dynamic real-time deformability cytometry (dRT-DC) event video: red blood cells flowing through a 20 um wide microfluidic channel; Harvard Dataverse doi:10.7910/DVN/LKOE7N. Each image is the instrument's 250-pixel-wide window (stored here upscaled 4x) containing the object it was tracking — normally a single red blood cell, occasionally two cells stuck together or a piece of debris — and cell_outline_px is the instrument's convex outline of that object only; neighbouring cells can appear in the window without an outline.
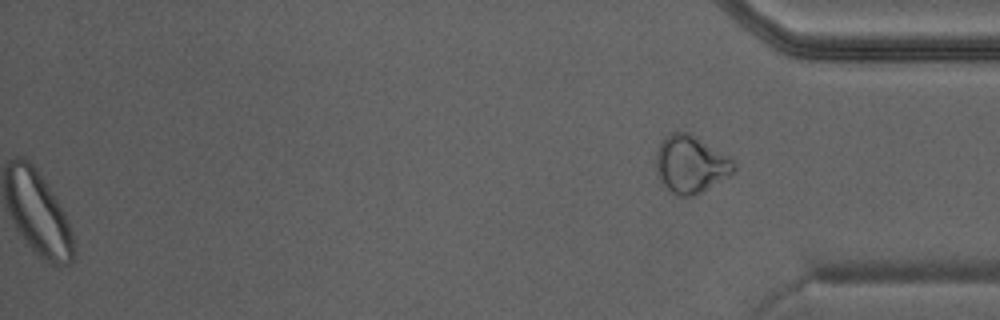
{"species": "Egyptian fruit bat (a non-hibernating species)", "species_latin": "Rousettus aegyptiacus", "temperature_condition": "warm", "stored_images_in_passage": 40, "camera_frame_rate_fps": 3000, "um_per_image_px": 0.085, "animal": {"sex": "male"}, "frame": {"image": 1, "passage_image": 40, "time_ms": 13.0, "image_size_px": [1000, 320], "cell_outline_px": [[736, 172], [696, 196], [680, 196], [672, 192], [660, 184], [656, 172], [656, 152], [664, 136], [672, 132], [684, 132], [696, 136], [732, 156], [736, 164]], "centroid_in_image_um": [58.74, 13.97], "position_along_channel_um": 376.5, "area_um2": 26.76}}